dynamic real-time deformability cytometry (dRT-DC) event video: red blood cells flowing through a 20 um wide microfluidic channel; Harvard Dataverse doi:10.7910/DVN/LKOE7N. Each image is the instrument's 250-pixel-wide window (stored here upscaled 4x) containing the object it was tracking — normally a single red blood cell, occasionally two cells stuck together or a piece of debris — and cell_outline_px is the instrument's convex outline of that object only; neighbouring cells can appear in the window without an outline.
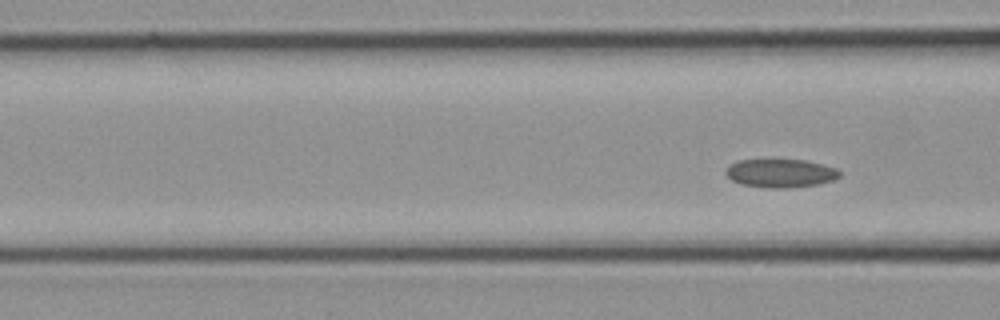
{"species": "common noctule bat (a hibernating species)", "species_latin": "Nyctalus noctula", "temperature_condition": "cold", "stored_images_in_passage": 4, "segment_of_instrument_passage": [2, 2], "camera_frame_rate_fps": 3000, "um_per_image_px": 0.085, "animal": {"sex": "female", "body_mass_g": 21.9}, "frame": {"image": 1, "passage_image": 4, "time_ms": 1.0, "image_size_px": [1000, 320], "cell_outline_px": [[840, 176], [836, 180], [816, 184], [784, 188], [772, 188], [740, 184], [732, 180], [724, 172], [736, 160], [804, 160], [836, 168], [840, 172]], "centroid_in_image_um": [66.35, 14.72], "position_along_channel_um": 100.2, "area_um2": 18.61}}